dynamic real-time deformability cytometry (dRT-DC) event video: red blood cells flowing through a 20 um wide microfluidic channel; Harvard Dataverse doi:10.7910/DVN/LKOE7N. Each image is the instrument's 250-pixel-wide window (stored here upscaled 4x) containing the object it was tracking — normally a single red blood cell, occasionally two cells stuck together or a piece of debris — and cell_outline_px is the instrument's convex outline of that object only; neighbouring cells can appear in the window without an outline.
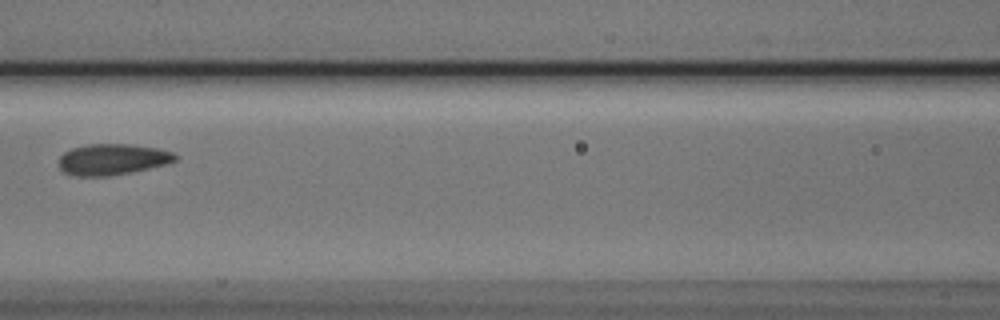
{"species": "Egyptian fruit bat (a non-hibernating species)", "species_latin": "Rousettus aegyptiacus", "temperature_condition": "cold", "stored_images_in_passage": 8, "camera_frame_rate_fps": 3000, "um_per_image_px": 0.085, "animal": {"sex": "male"}, "frame": {"image": 1, "passage_image": 4, "time_ms": 1.0, "image_size_px": [1000, 320], "cell_outline_px": [[176, 160], [164, 164], [148, 168], [108, 176], [76, 176], [64, 172], [60, 168], [60, 156], [64, 152], [72, 148], [84, 144], [128, 144], [156, 148], [172, 152], [176, 156]], "centroid_in_image_um": [9.5, 13.54], "position_along_channel_um": 157.1, "area_um2": 20.75}}
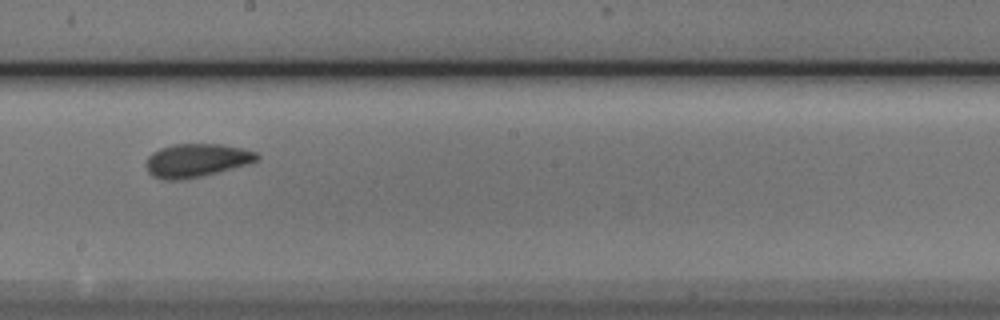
{"frame": {"image": 2, "passage_image": 6, "time_ms": 1.667, "image_size_px": [1000, 320], "cell_outline_px": [[260, 160], [248, 164], [184, 180], [164, 180], [152, 176], [148, 172], [144, 164], [148, 156], [152, 152], [160, 148], [172, 144], [220, 144], [240, 148], [256, 152], [260, 156]], "centroid_in_image_um": [16.66, 13.63], "position_along_channel_um": 231.5, "area_um2": 21.68}}
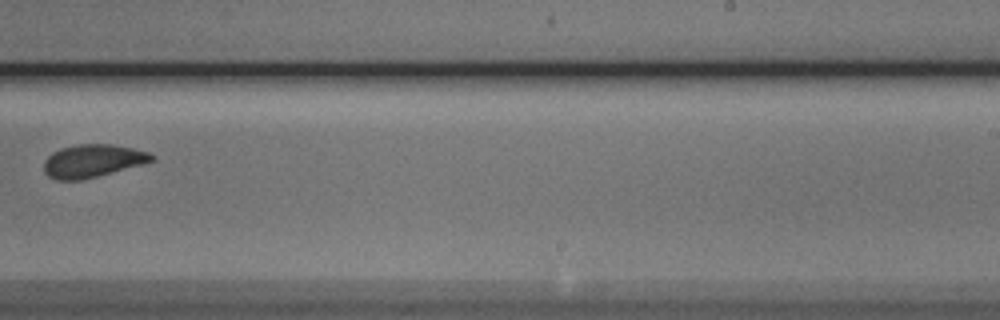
{"frame": {"image": 3, "passage_image": 7, "time_ms": 2.0, "image_size_px": [1000, 320], "cell_outline_px": [[156, 160], [144, 164], [80, 180], [56, 180], [48, 176], [44, 172], [44, 160], [52, 152], [60, 148], [76, 144], [112, 144], [132, 148], [148, 152], [156, 156]], "centroid_in_image_um": [7.87, 13.67], "position_along_channel_um": 281.1, "area_um2": 20.75}}